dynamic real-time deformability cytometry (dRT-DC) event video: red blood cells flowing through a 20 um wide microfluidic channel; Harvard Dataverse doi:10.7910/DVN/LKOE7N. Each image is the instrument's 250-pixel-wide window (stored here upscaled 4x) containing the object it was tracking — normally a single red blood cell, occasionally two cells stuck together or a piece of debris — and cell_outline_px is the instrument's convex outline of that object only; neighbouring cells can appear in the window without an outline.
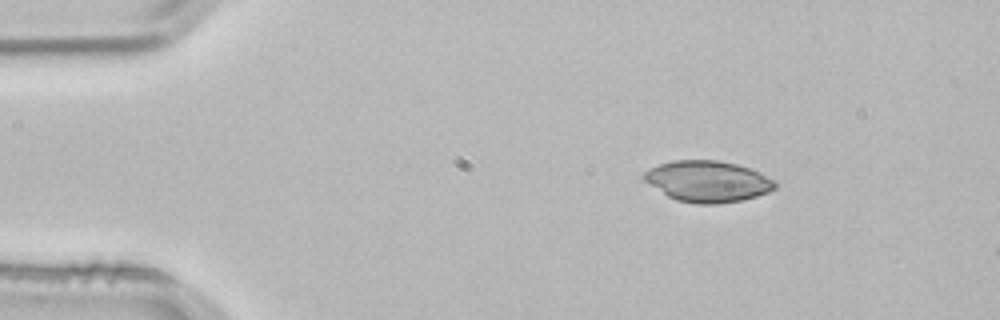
{"species": "common noctule bat (a hibernating species)", "species_latin": "Nyctalus noctula", "temperature_condition": "room temperature", "stored_images_in_passage": 3, "camera_frame_rate_fps": 3000, "um_per_image_px": 0.085, "animal": {"sex": "male", "body_mass_g": 21.5, "forearm_length_mm": 52.0}, "frame": {"image": 1, "passage_image": 1, "time_ms": 0.0, "image_size_px": [1000, 320], "cell_outline_px": [[776, 188], [768, 192], [744, 200], [716, 204], [700, 204], [676, 200], [668, 196], [644, 180], [644, 172], [648, 168], [672, 160], [720, 160], [736, 164], [748, 168], [776, 180]], "centroid_in_image_um": [60.17, 15.41], "position_along_channel_um": 24.8, "area_um2": 31.33}}